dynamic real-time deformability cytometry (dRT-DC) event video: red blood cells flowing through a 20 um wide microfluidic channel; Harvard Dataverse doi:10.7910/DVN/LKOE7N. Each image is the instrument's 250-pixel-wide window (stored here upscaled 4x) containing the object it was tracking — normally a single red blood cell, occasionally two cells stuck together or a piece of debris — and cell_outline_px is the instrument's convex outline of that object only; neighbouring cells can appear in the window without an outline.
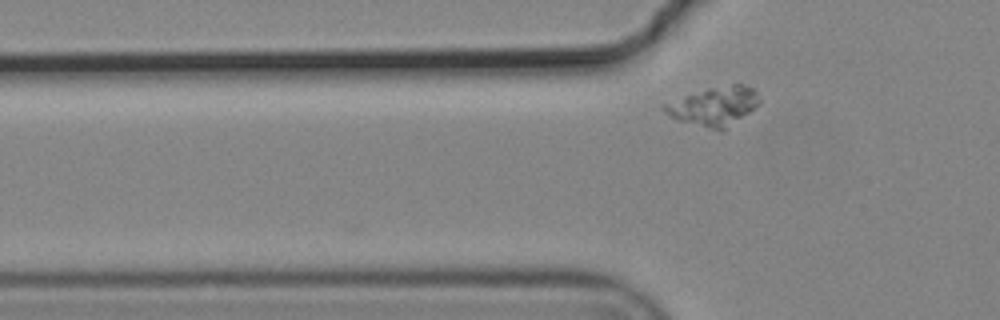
{"species": "common noctule bat (a hibernating species)", "species_latin": "Nyctalus noctula", "temperature_condition": "cold", "stored_images_in_passage": 2, "camera_frame_rate_fps": 3000, "um_per_image_px": 0.085, "animal": {"sex": "male", "body_mass_g": 19.2, "forearm_length_mm": 51.8}, "frame": {"image": 1, "passage_image": 2, "time_ms": 0.333, "image_size_px": [1000, 320], "cell_outline_px": [[760, 104], [724, 128], [708, 128], [680, 120], [664, 112], [660, 108], [660, 104], [708, 88], [732, 84], [744, 84], [752, 88], [760, 96]], "centroid_in_image_um": [60.67, 8.98], "position_along_channel_um": 65.1, "area_um2": 20.87}}